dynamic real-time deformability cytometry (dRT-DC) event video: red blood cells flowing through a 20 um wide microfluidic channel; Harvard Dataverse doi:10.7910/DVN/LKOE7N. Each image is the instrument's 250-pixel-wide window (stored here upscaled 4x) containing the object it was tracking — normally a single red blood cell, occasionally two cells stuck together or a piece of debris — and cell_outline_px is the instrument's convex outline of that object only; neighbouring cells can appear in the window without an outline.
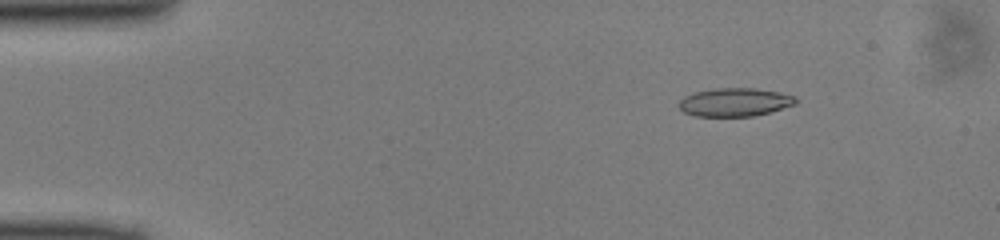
{"species": "common noctule bat (a hibernating species)", "species_latin": "Nyctalus noctula", "temperature_condition": "cold", "stored_images_in_passage": 49, "camera_frame_rate_fps": 3000, "um_per_image_px": 0.085, "animal": {"sex": "male", "body_mass_g": 13.0, "forearm_length_mm": 53.1}, "frame": {"image": 1, "passage_image": 7, "time_ms": 2.0, "image_size_px": [1000, 240], "cell_outline_px": [[796, 104], [768, 112], [752, 116], [696, 116], [684, 112], [676, 104], [684, 96], [692, 92], [716, 88], [752, 88], [780, 92], [796, 96]], "centroid_in_image_um": [62.42, 8.67], "position_along_channel_um": 22.6, "area_um2": 19.31}}
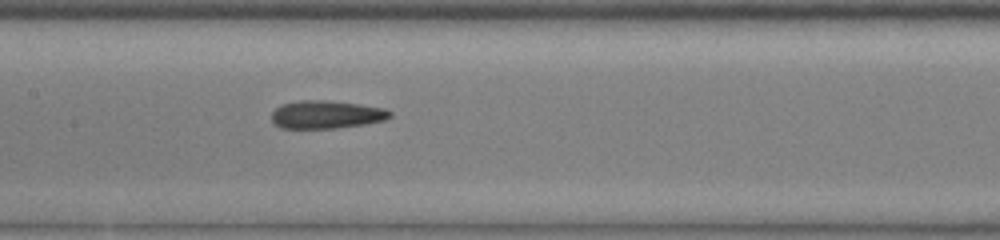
{"frame": {"image": 2, "passage_image": 24, "time_ms": 7.667, "image_size_px": [1000, 240], "cell_outline_px": [[392, 116], [384, 120], [364, 124], [336, 128], [280, 128], [272, 120], [272, 112], [276, 108], [284, 104], [300, 100], [324, 100], [356, 104], [384, 108], [392, 112]], "centroid_in_image_um": [27.74, 9.74], "position_along_channel_um": 179.7, "area_um2": 19.07}}
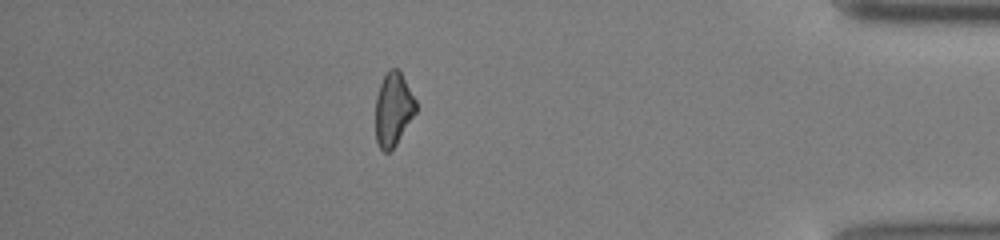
{"frame": {"image": 3, "passage_image": 43, "time_ms": 14.0, "image_size_px": [1000, 240], "cell_outline_px": [[416, 112], [396, 144], [388, 152], [384, 152], [380, 148], [376, 140], [376, 96], [380, 84], [388, 68], [396, 68], [400, 72], [416, 100]], "centroid_in_image_um": [33.42, 9.28], "position_along_channel_um": 401.8, "area_um2": 17.05}}